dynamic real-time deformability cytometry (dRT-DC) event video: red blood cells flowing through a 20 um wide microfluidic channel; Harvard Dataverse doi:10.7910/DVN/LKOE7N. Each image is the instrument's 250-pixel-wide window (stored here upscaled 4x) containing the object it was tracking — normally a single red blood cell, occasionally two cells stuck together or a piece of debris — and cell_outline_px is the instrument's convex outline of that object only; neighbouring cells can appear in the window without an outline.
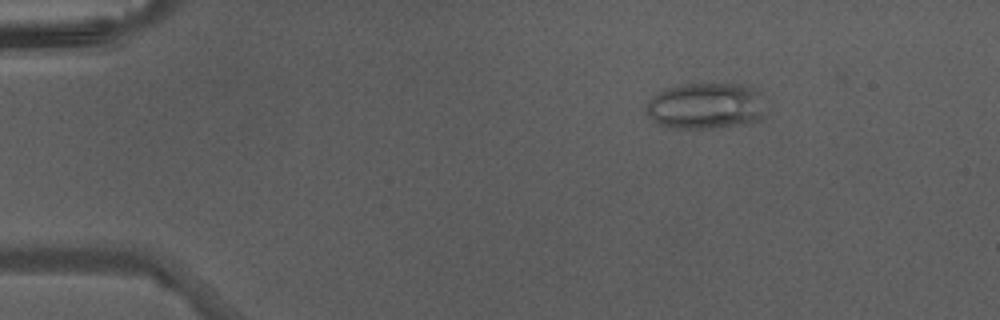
{"species": "Egyptian fruit bat (a non-hibernating species)", "species_latin": "Rousettus aegyptiacus", "temperature_condition": "warm", "stored_images_in_passage": 46, "camera_frame_rate_fps": 3000, "um_per_image_px": 0.085, "animal": {"sex": "male"}, "frame": {"image": 1, "passage_image": 8, "time_ms": 2.333, "image_size_px": [1000, 320], "cell_outline_px": [[764, 116], [760, 120], [748, 124], [712, 128], [664, 128], [656, 124], [648, 116], [644, 108], [648, 100], [652, 96], [664, 88], [680, 84], [736, 80], [752, 84], [756, 88]], "centroid_in_image_um": [59.97, 8.95], "position_along_channel_um": 25.0, "area_um2": 33.81}}
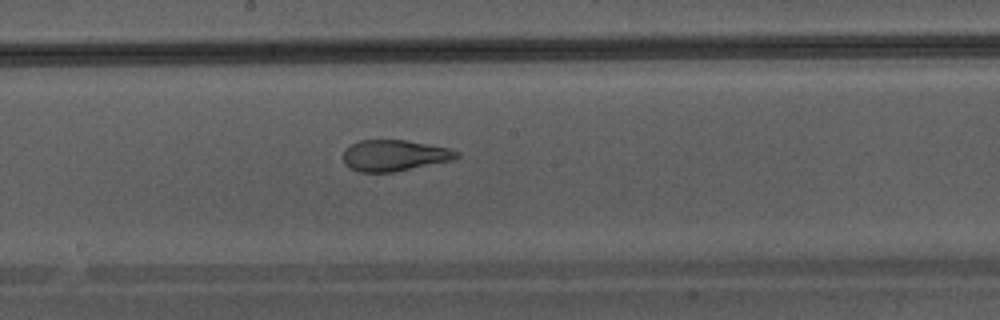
{"frame": {"image": 2, "passage_image": 26, "time_ms": 8.333, "image_size_px": [1000, 320], "cell_outline_px": [[460, 156], [456, 160], [396, 172], [360, 172], [348, 168], [344, 164], [344, 152], [352, 144], [360, 140], [408, 140], [448, 148], [460, 152]], "centroid_in_image_um": [33.58, 13.23], "position_along_channel_um": 214.6, "area_um2": 20.87}}
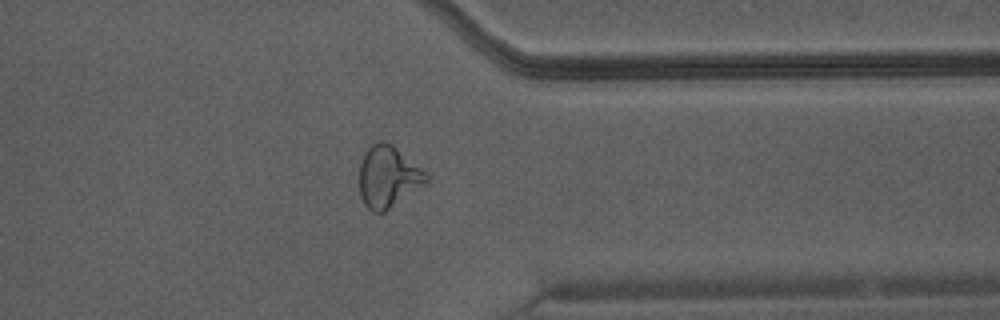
{"frame": {"image": 3, "passage_image": 37, "time_ms": 12.0, "image_size_px": [1000, 320], "cell_outline_px": [[428, 180], [424, 184], [384, 212], [372, 212], [364, 204], [360, 196], [360, 164], [364, 152], [372, 144], [380, 140], [384, 140], [392, 144], [420, 168], [428, 176]], "centroid_in_image_um": [32.94, 15.01], "position_along_channel_um": 378.5, "area_um2": 23.58}}